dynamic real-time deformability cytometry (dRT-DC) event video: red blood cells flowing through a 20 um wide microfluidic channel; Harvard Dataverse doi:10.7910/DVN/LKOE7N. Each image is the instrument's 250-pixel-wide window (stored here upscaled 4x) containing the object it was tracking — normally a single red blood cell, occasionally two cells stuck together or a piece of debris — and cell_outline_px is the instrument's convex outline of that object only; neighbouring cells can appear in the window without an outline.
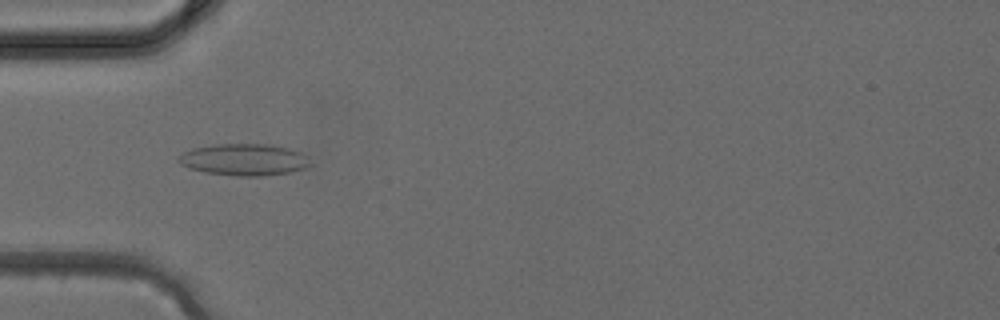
{"species": "common noctule bat (a hibernating species)", "species_latin": "Nyctalus noctula", "temperature_condition": "cold", "stored_images_in_passage": 22, "camera_frame_rate_fps": 3000, "um_per_image_px": 0.085, "animal": {"sex": "female", "body_mass_g": 24.6, "forearm_length_mm": 56.2}, "frame": {"image": 1, "passage_image": 12, "time_ms": 3.667, "image_size_px": [1000, 320], "cell_outline_px": [[312, 164], [304, 168], [288, 172], [260, 176], [236, 176], [204, 172], [188, 168], [180, 164], [176, 160], [176, 156], [192, 148], [216, 144], [272, 144], [288, 148], [300, 152], [308, 156]], "centroid_in_image_um": [20.71, 13.56], "position_along_channel_um": 64.3, "area_um2": 24.57}}
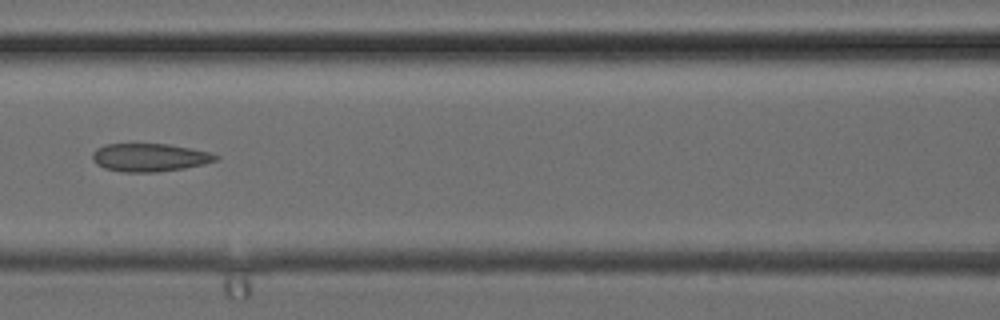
{"frame": {"image": 2, "passage_image": 17, "time_ms": 5.333, "image_size_px": [1000, 320], "cell_outline_px": [[220, 156], [216, 160], [204, 164], [184, 168], [156, 172], [124, 172], [104, 168], [96, 164], [92, 160], [92, 152], [96, 148], [104, 144], [168, 144], [192, 148], [212, 152]], "centroid_in_image_um": [12.71, 13.38], "position_along_channel_um": 153.9, "area_um2": 20.35}}
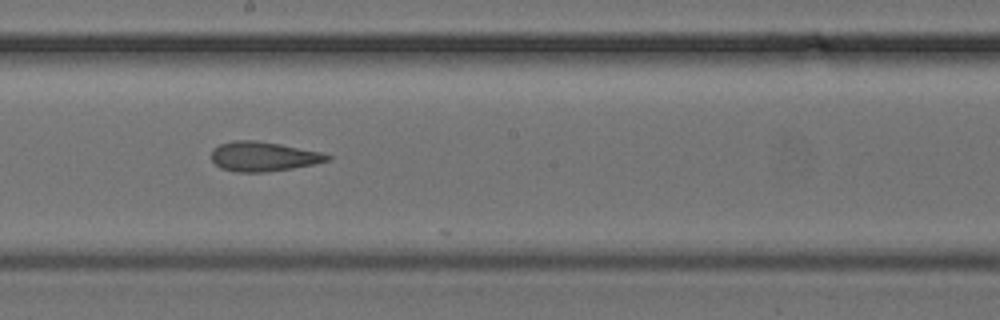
{"frame": {"image": 3, "passage_image": 21, "time_ms": 6.667, "image_size_px": [1000, 320], "cell_outline_px": [[332, 156], [328, 160], [316, 164], [292, 168], [264, 172], [236, 172], [220, 168], [212, 160], [212, 148], [220, 144], [232, 140], [256, 140], [280, 144], [324, 152]], "centroid_in_image_um": [22.39, 13.29], "position_along_channel_um": 225.8, "area_um2": 20.11}}